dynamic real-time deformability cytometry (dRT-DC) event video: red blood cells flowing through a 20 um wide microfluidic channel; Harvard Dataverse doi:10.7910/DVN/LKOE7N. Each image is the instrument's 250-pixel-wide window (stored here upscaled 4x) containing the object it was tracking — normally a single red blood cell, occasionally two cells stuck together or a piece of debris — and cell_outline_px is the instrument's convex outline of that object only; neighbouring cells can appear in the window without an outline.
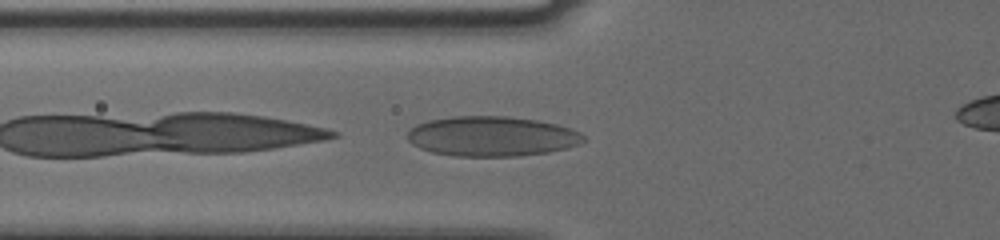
{"species": "human", "species_latin": "Homo sapiens", "temperature_condition": "cold", "stored_images_in_passage": 9, "segment_of_instrument_passage": [1, 2], "camera_frame_rate_fps": 3000, "um_per_image_px": 0.085, "donor": {"sex": "male"}, "frame": {"image": 1, "passage_image": 7, "time_ms": 2.0, "image_size_px": [1000, 240], "cell_outline_px": [[588, 140], [580, 144], [568, 148], [548, 152], [516, 156], [456, 156], [432, 152], [420, 148], [412, 144], [408, 140], [408, 132], [416, 124], [428, 120], [452, 116], [508, 116], [536, 120], [556, 124], [580, 132]], "centroid_in_image_um": [41.82, 11.58], "position_along_channel_um": 84.0, "area_um2": 41.1}}